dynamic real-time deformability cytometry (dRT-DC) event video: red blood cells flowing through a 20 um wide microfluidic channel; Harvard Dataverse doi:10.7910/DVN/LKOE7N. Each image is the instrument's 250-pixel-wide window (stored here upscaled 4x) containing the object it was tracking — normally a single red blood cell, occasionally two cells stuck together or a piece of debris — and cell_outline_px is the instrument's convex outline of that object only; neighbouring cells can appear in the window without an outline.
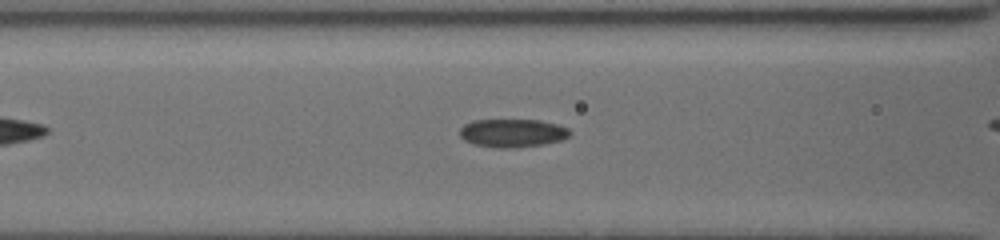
{"species": "common noctule bat (a hibernating species)", "species_latin": "Nyctalus noctula", "temperature_condition": "cold", "stored_images_in_passage": 34, "camera_frame_rate_fps": 3000, "um_per_image_px": 0.085, "animal": {"sex": "female", "body_mass_g": 19.5, "forearm_length_mm": 54.1}, "frame": {"image": 1, "passage_image": 13, "time_ms": 4.0, "image_size_px": [1000, 240], "cell_outline_px": [[572, 132], [568, 136], [560, 140], [544, 144], [508, 148], [492, 148], [472, 144], [464, 140], [460, 136], [460, 128], [464, 124], [472, 120], [540, 120], [556, 124], [568, 128]], "centroid_in_image_um": [43.52, 11.31], "position_along_channel_um": 123.1, "area_um2": 18.21}}
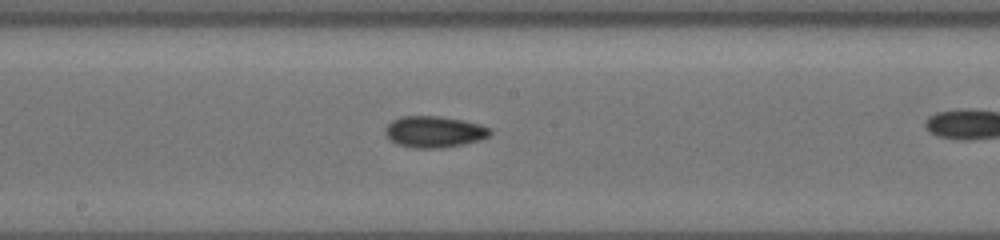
{"frame": {"image": 2, "passage_image": 20, "time_ms": 6.333, "image_size_px": [1000, 240], "cell_outline_px": [[492, 132], [488, 136], [480, 140], [464, 144], [440, 148], [412, 148], [396, 144], [384, 132], [384, 128], [392, 120], [404, 116], [436, 116], [460, 120], [480, 124], [492, 128]], "centroid_in_image_um": [36.91, 11.21], "position_along_channel_um": 211.3, "area_um2": 19.13}}
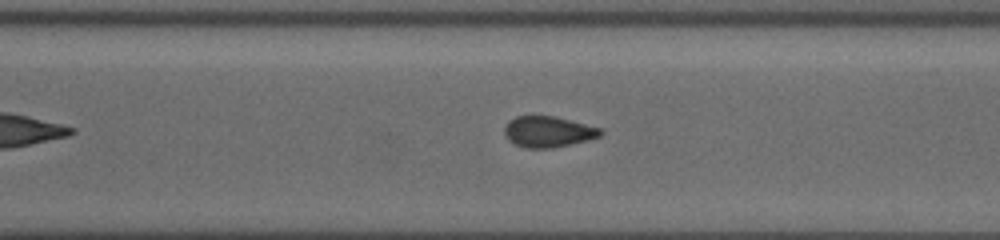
{"frame": {"image": 3, "passage_image": 29, "time_ms": 9.333, "image_size_px": [1000, 240], "cell_outline_px": [[604, 132], [600, 136], [588, 140], [552, 148], [524, 148], [508, 140], [504, 132], [504, 128], [508, 120], [516, 116], [556, 116], [600, 128]], "centroid_in_image_um": [46.58, 11.19], "position_along_channel_um": 324.0, "area_um2": 17.34}}